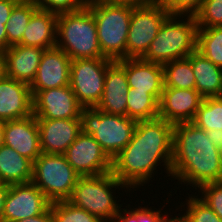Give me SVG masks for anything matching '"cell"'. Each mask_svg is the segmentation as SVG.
<instances>
[{
  "label": "cell",
  "mask_w": 222,
  "mask_h": 222,
  "mask_svg": "<svg viewBox=\"0 0 222 222\" xmlns=\"http://www.w3.org/2000/svg\"><path fill=\"white\" fill-rule=\"evenodd\" d=\"M79 177L63 154L41 153L33 162L32 182L51 203L67 201Z\"/></svg>",
  "instance_id": "obj_8"
},
{
  "label": "cell",
  "mask_w": 222,
  "mask_h": 222,
  "mask_svg": "<svg viewBox=\"0 0 222 222\" xmlns=\"http://www.w3.org/2000/svg\"><path fill=\"white\" fill-rule=\"evenodd\" d=\"M220 164H221V168H222V148H220Z\"/></svg>",
  "instance_id": "obj_46"
},
{
  "label": "cell",
  "mask_w": 222,
  "mask_h": 222,
  "mask_svg": "<svg viewBox=\"0 0 222 222\" xmlns=\"http://www.w3.org/2000/svg\"><path fill=\"white\" fill-rule=\"evenodd\" d=\"M20 0H0V24H7L14 6Z\"/></svg>",
  "instance_id": "obj_37"
},
{
  "label": "cell",
  "mask_w": 222,
  "mask_h": 222,
  "mask_svg": "<svg viewBox=\"0 0 222 222\" xmlns=\"http://www.w3.org/2000/svg\"><path fill=\"white\" fill-rule=\"evenodd\" d=\"M168 16L157 0L134 7L126 41V58H142Z\"/></svg>",
  "instance_id": "obj_10"
},
{
  "label": "cell",
  "mask_w": 222,
  "mask_h": 222,
  "mask_svg": "<svg viewBox=\"0 0 222 222\" xmlns=\"http://www.w3.org/2000/svg\"><path fill=\"white\" fill-rule=\"evenodd\" d=\"M169 15L194 16L201 8L205 0H157Z\"/></svg>",
  "instance_id": "obj_35"
},
{
  "label": "cell",
  "mask_w": 222,
  "mask_h": 222,
  "mask_svg": "<svg viewBox=\"0 0 222 222\" xmlns=\"http://www.w3.org/2000/svg\"><path fill=\"white\" fill-rule=\"evenodd\" d=\"M33 162L11 147H0V179L6 185L32 182Z\"/></svg>",
  "instance_id": "obj_24"
},
{
  "label": "cell",
  "mask_w": 222,
  "mask_h": 222,
  "mask_svg": "<svg viewBox=\"0 0 222 222\" xmlns=\"http://www.w3.org/2000/svg\"><path fill=\"white\" fill-rule=\"evenodd\" d=\"M195 89L203 98L222 97V68L197 50L192 52Z\"/></svg>",
  "instance_id": "obj_23"
},
{
  "label": "cell",
  "mask_w": 222,
  "mask_h": 222,
  "mask_svg": "<svg viewBox=\"0 0 222 222\" xmlns=\"http://www.w3.org/2000/svg\"><path fill=\"white\" fill-rule=\"evenodd\" d=\"M57 18V13L38 8L32 14L19 44L41 49L55 47Z\"/></svg>",
  "instance_id": "obj_22"
},
{
  "label": "cell",
  "mask_w": 222,
  "mask_h": 222,
  "mask_svg": "<svg viewBox=\"0 0 222 222\" xmlns=\"http://www.w3.org/2000/svg\"><path fill=\"white\" fill-rule=\"evenodd\" d=\"M108 58L74 59L70 64L69 86L83 108L96 107L104 91Z\"/></svg>",
  "instance_id": "obj_9"
},
{
  "label": "cell",
  "mask_w": 222,
  "mask_h": 222,
  "mask_svg": "<svg viewBox=\"0 0 222 222\" xmlns=\"http://www.w3.org/2000/svg\"><path fill=\"white\" fill-rule=\"evenodd\" d=\"M45 49L16 44L4 52L6 76L31 85Z\"/></svg>",
  "instance_id": "obj_21"
},
{
  "label": "cell",
  "mask_w": 222,
  "mask_h": 222,
  "mask_svg": "<svg viewBox=\"0 0 222 222\" xmlns=\"http://www.w3.org/2000/svg\"><path fill=\"white\" fill-rule=\"evenodd\" d=\"M125 72L129 87L151 93L160 101L164 88L161 64L147 62L142 58H126Z\"/></svg>",
  "instance_id": "obj_20"
},
{
  "label": "cell",
  "mask_w": 222,
  "mask_h": 222,
  "mask_svg": "<svg viewBox=\"0 0 222 222\" xmlns=\"http://www.w3.org/2000/svg\"><path fill=\"white\" fill-rule=\"evenodd\" d=\"M197 51L222 68V26L198 28Z\"/></svg>",
  "instance_id": "obj_28"
},
{
  "label": "cell",
  "mask_w": 222,
  "mask_h": 222,
  "mask_svg": "<svg viewBox=\"0 0 222 222\" xmlns=\"http://www.w3.org/2000/svg\"><path fill=\"white\" fill-rule=\"evenodd\" d=\"M70 64L71 59L62 49L56 46L45 49L30 85L32 97L40 90L69 85Z\"/></svg>",
  "instance_id": "obj_15"
},
{
  "label": "cell",
  "mask_w": 222,
  "mask_h": 222,
  "mask_svg": "<svg viewBox=\"0 0 222 222\" xmlns=\"http://www.w3.org/2000/svg\"><path fill=\"white\" fill-rule=\"evenodd\" d=\"M51 206L45 194L33 183L7 186L2 220L16 222L44 213Z\"/></svg>",
  "instance_id": "obj_12"
},
{
  "label": "cell",
  "mask_w": 222,
  "mask_h": 222,
  "mask_svg": "<svg viewBox=\"0 0 222 222\" xmlns=\"http://www.w3.org/2000/svg\"><path fill=\"white\" fill-rule=\"evenodd\" d=\"M86 6L95 18L102 55L113 61L126 59V41L134 7L92 0H87Z\"/></svg>",
  "instance_id": "obj_6"
},
{
  "label": "cell",
  "mask_w": 222,
  "mask_h": 222,
  "mask_svg": "<svg viewBox=\"0 0 222 222\" xmlns=\"http://www.w3.org/2000/svg\"><path fill=\"white\" fill-rule=\"evenodd\" d=\"M199 197L222 219V181L204 184L198 188Z\"/></svg>",
  "instance_id": "obj_34"
},
{
  "label": "cell",
  "mask_w": 222,
  "mask_h": 222,
  "mask_svg": "<svg viewBox=\"0 0 222 222\" xmlns=\"http://www.w3.org/2000/svg\"><path fill=\"white\" fill-rule=\"evenodd\" d=\"M6 196H7V189H0V220H2L3 217Z\"/></svg>",
  "instance_id": "obj_43"
},
{
  "label": "cell",
  "mask_w": 222,
  "mask_h": 222,
  "mask_svg": "<svg viewBox=\"0 0 222 222\" xmlns=\"http://www.w3.org/2000/svg\"><path fill=\"white\" fill-rule=\"evenodd\" d=\"M184 215L177 222H222V219L199 196H190Z\"/></svg>",
  "instance_id": "obj_30"
},
{
  "label": "cell",
  "mask_w": 222,
  "mask_h": 222,
  "mask_svg": "<svg viewBox=\"0 0 222 222\" xmlns=\"http://www.w3.org/2000/svg\"><path fill=\"white\" fill-rule=\"evenodd\" d=\"M4 145L34 162L42 153L37 119L31 115L24 119L3 122Z\"/></svg>",
  "instance_id": "obj_18"
},
{
  "label": "cell",
  "mask_w": 222,
  "mask_h": 222,
  "mask_svg": "<svg viewBox=\"0 0 222 222\" xmlns=\"http://www.w3.org/2000/svg\"><path fill=\"white\" fill-rule=\"evenodd\" d=\"M159 115V101L146 91L129 87L127 93V117L136 121L150 120Z\"/></svg>",
  "instance_id": "obj_27"
},
{
  "label": "cell",
  "mask_w": 222,
  "mask_h": 222,
  "mask_svg": "<svg viewBox=\"0 0 222 222\" xmlns=\"http://www.w3.org/2000/svg\"><path fill=\"white\" fill-rule=\"evenodd\" d=\"M194 17L198 28L222 26V0H205Z\"/></svg>",
  "instance_id": "obj_32"
},
{
  "label": "cell",
  "mask_w": 222,
  "mask_h": 222,
  "mask_svg": "<svg viewBox=\"0 0 222 222\" xmlns=\"http://www.w3.org/2000/svg\"><path fill=\"white\" fill-rule=\"evenodd\" d=\"M39 8L36 0H20L13 8L6 24L7 49L22 41L32 14Z\"/></svg>",
  "instance_id": "obj_25"
},
{
  "label": "cell",
  "mask_w": 222,
  "mask_h": 222,
  "mask_svg": "<svg viewBox=\"0 0 222 222\" xmlns=\"http://www.w3.org/2000/svg\"><path fill=\"white\" fill-rule=\"evenodd\" d=\"M173 127L160 117L137 121L131 141L112 160L111 172L126 189L150 182L160 163L171 175Z\"/></svg>",
  "instance_id": "obj_1"
},
{
  "label": "cell",
  "mask_w": 222,
  "mask_h": 222,
  "mask_svg": "<svg viewBox=\"0 0 222 222\" xmlns=\"http://www.w3.org/2000/svg\"><path fill=\"white\" fill-rule=\"evenodd\" d=\"M56 47L71 60L105 58L98 42L95 18L86 5L78 11L58 14Z\"/></svg>",
  "instance_id": "obj_3"
},
{
  "label": "cell",
  "mask_w": 222,
  "mask_h": 222,
  "mask_svg": "<svg viewBox=\"0 0 222 222\" xmlns=\"http://www.w3.org/2000/svg\"><path fill=\"white\" fill-rule=\"evenodd\" d=\"M54 222H103L97 216L78 208L68 201L51 203Z\"/></svg>",
  "instance_id": "obj_31"
},
{
  "label": "cell",
  "mask_w": 222,
  "mask_h": 222,
  "mask_svg": "<svg viewBox=\"0 0 222 222\" xmlns=\"http://www.w3.org/2000/svg\"><path fill=\"white\" fill-rule=\"evenodd\" d=\"M82 132L92 135L113 160L131 141L137 121L122 115L107 114L97 108H82Z\"/></svg>",
  "instance_id": "obj_7"
},
{
  "label": "cell",
  "mask_w": 222,
  "mask_h": 222,
  "mask_svg": "<svg viewBox=\"0 0 222 222\" xmlns=\"http://www.w3.org/2000/svg\"><path fill=\"white\" fill-rule=\"evenodd\" d=\"M7 186L8 185L4 184L0 179V189H7Z\"/></svg>",
  "instance_id": "obj_45"
},
{
  "label": "cell",
  "mask_w": 222,
  "mask_h": 222,
  "mask_svg": "<svg viewBox=\"0 0 222 222\" xmlns=\"http://www.w3.org/2000/svg\"><path fill=\"white\" fill-rule=\"evenodd\" d=\"M4 145V126L3 122L0 121V147Z\"/></svg>",
  "instance_id": "obj_44"
},
{
  "label": "cell",
  "mask_w": 222,
  "mask_h": 222,
  "mask_svg": "<svg viewBox=\"0 0 222 222\" xmlns=\"http://www.w3.org/2000/svg\"><path fill=\"white\" fill-rule=\"evenodd\" d=\"M192 123L206 132L222 130V97L204 98Z\"/></svg>",
  "instance_id": "obj_29"
},
{
  "label": "cell",
  "mask_w": 222,
  "mask_h": 222,
  "mask_svg": "<svg viewBox=\"0 0 222 222\" xmlns=\"http://www.w3.org/2000/svg\"><path fill=\"white\" fill-rule=\"evenodd\" d=\"M82 108L69 85L40 90L33 96L36 119H81Z\"/></svg>",
  "instance_id": "obj_13"
},
{
  "label": "cell",
  "mask_w": 222,
  "mask_h": 222,
  "mask_svg": "<svg viewBox=\"0 0 222 222\" xmlns=\"http://www.w3.org/2000/svg\"><path fill=\"white\" fill-rule=\"evenodd\" d=\"M128 90L125 59L113 61L107 67L104 91L95 108L107 114L127 116Z\"/></svg>",
  "instance_id": "obj_17"
},
{
  "label": "cell",
  "mask_w": 222,
  "mask_h": 222,
  "mask_svg": "<svg viewBox=\"0 0 222 222\" xmlns=\"http://www.w3.org/2000/svg\"><path fill=\"white\" fill-rule=\"evenodd\" d=\"M120 187L126 186L117 180L112 172L97 176H80L67 201L97 216L103 222H120L123 215L122 205L117 204L112 192L120 190Z\"/></svg>",
  "instance_id": "obj_4"
},
{
  "label": "cell",
  "mask_w": 222,
  "mask_h": 222,
  "mask_svg": "<svg viewBox=\"0 0 222 222\" xmlns=\"http://www.w3.org/2000/svg\"><path fill=\"white\" fill-rule=\"evenodd\" d=\"M197 31L194 16L169 15L142 59L164 65L188 57L197 50Z\"/></svg>",
  "instance_id": "obj_5"
},
{
  "label": "cell",
  "mask_w": 222,
  "mask_h": 222,
  "mask_svg": "<svg viewBox=\"0 0 222 222\" xmlns=\"http://www.w3.org/2000/svg\"><path fill=\"white\" fill-rule=\"evenodd\" d=\"M39 8L54 13L74 12L82 9L87 0H36Z\"/></svg>",
  "instance_id": "obj_36"
},
{
  "label": "cell",
  "mask_w": 222,
  "mask_h": 222,
  "mask_svg": "<svg viewBox=\"0 0 222 222\" xmlns=\"http://www.w3.org/2000/svg\"><path fill=\"white\" fill-rule=\"evenodd\" d=\"M105 4L128 5L132 7L143 6L152 3L154 0H92Z\"/></svg>",
  "instance_id": "obj_38"
},
{
  "label": "cell",
  "mask_w": 222,
  "mask_h": 222,
  "mask_svg": "<svg viewBox=\"0 0 222 222\" xmlns=\"http://www.w3.org/2000/svg\"><path fill=\"white\" fill-rule=\"evenodd\" d=\"M6 49H7L6 25L0 24V53H4Z\"/></svg>",
  "instance_id": "obj_41"
},
{
  "label": "cell",
  "mask_w": 222,
  "mask_h": 222,
  "mask_svg": "<svg viewBox=\"0 0 222 222\" xmlns=\"http://www.w3.org/2000/svg\"><path fill=\"white\" fill-rule=\"evenodd\" d=\"M63 155L79 176H97L112 171V159L92 135L83 132Z\"/></svg>",
  "instance_id": "obj_11"
},
{
  "label": "cell",
  "mask_w": 222,
  "mask_h": 222,
  "mask_svg": "<svg viewBox=\"0 0 222 222\" xmlns=\"http://www.w3.org/2000/svg\"><path fill=\"white\" fill-rule=\"evenodd\" d=\"M162 66L164 87L195 89V77L192 69V53L186 58L176 59Z\"/></svg>",
  "instance_id": "obj_26"
},
{
  "label": "cell",
  "mask_w": 222,
  "mask_h": 222,
  "mask_svg": "<svg viewBox=\"0 0 222 222\" xmlns=\"http://www.w3.org/2000/svg\"><path fill=\"white\" fill-rule=\"evenodd\" d=\"M42 153L64 154L82 132L81 119H37Z\"/></svg>",
  "instance_id": "obj_16"
},
{
  "label": "cell",
  "mask_w": 222,
  "mask_h": 222,
  "mask_svg": "<svg viewBox=\"0 0 222 222\" xmlns=\"http://www.w3.org/2000/svg\"><path fill=\"white\" fill-rule=\"evenodd\" d=\"M203 99L196 89L164 87L158 117L173 125L192 122Z\"/></svg>",
  "instance_id": "obj_14"
},
{
  "label": "cell",
  "mask_w": 222,
  "mask_h": 222,
  "mask_svg": "<svg viewBox=\"0 0 222 222\" xmlns=\"http://www.w3.org/2000/svg\"><path fill=\"white\" fill-rule=\"evenodd\" d=\"M16 222H54L52 207L50 206L44 213L34 217L23 218Z\"/></svg>",
  "instance_id": "obj_39"
},
{
  "label": "cell",
  "mask_w": 222,
  "mask_h": 222,
  "mask_svg": "<svg viewBox=\"0 0 222 222\" xmlns=\"http://www.w3.org/2000/svg\"><path fill=\"white\" fill-rule=\"evenodd\" d=\"M6 77V60L4 53H0V81Z\"/></svg>",
  "instance_id": "obj_42"
},
{
  "label": "cell",
  "mask_w": 222,
  "mask_h": 222,
  "mask_svg": "<svg viewBox=\"0 0 222 222\" xmlns=\"http://www.w3.org/2000/svg\"><path fill=\"white\" fill-rule=\"evenodd\" d=\"M134 209H123L121 222H177L176 216L173 218H168L167 216L165 217V214H161V208L157 211L148 208V206H140Z\"/></svg>",
  "instance_id": "obj_33"
},
{
  "label": "cell",
  "mask_w": 222,
  "mask_h": 222,
  "mask_svg": "<svg viewBox=\"0 0 222 222\" xmlns=\"http://www.w3.org/2000/svg\"><path fill=\"white\" fill-rule=\"evenodd\" d=\"M171 176L196 190L204 184L222 181L220 148L192 122L173 127Z\"/></svg>",
  "instance_id": "obj_2"
},
{
  "label": "cell",
  "mask_w": 222,
  "mask_h": 222,
  "mask_svg": "<svg viewBox=\"0 0 222 222\" xmlns=\"http://www.w3.org/2000/svg\"><path fill=\"white\" fill-rule=\"evenodd\" d=\"M207 136L209 139H212V142L214 143L215 146L218 148H222V130L219 131H207Z\"/></svg>",
  "instance_id": "obj_40"
},
{
  "label": "cell",
  "mask_w": 222,
  "mask_h": 222,
  "mask_svg": "<svg viewBox=\"0 0 222 222\" xmlns=\"http://www.w3.org/2000/svg\"><path fill=\"white\" fill-rule=\"evenodd\" d=\"M33 115L30 85L5 77L0 81V121L24 119Z\"/></svg>",
  "instance_id": "obj_19"
}]
</instances>
